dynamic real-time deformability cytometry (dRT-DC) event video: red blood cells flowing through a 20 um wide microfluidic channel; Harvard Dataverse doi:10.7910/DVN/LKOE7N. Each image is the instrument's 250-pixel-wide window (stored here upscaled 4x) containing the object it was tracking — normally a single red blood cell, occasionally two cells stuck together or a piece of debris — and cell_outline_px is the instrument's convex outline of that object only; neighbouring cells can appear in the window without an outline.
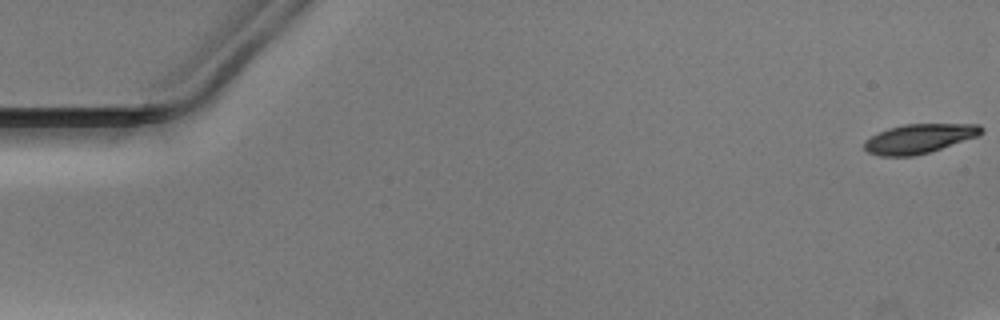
{"species": "Egyptian fruit bat (a non-hibernating species)", "species_latin": "Rousettus aegyptiacus", "temperature_condition": "warm", "stored_images_in_passage": 14, "camera_frame_rate_fps": 3000, "um_per_image_px": 0.085, "animal": {"sex": "male"}, "frame": {"image": 1, "passage_image": 1, "time_ms": 0.0, "image_size_px": [1000, 320], "cell_outline_px": [[984, 132], [980, 136], [928, 152], [912, 156], [880, 156], [868, 152], [864, 148], [864, 140], [888, 128], [904, 124], [980, 124], [984, 128]], "centroid_in_image_um": [78.17, 11.77], "position_along_channel_um": 6.8, "area_um2": 20.0}}